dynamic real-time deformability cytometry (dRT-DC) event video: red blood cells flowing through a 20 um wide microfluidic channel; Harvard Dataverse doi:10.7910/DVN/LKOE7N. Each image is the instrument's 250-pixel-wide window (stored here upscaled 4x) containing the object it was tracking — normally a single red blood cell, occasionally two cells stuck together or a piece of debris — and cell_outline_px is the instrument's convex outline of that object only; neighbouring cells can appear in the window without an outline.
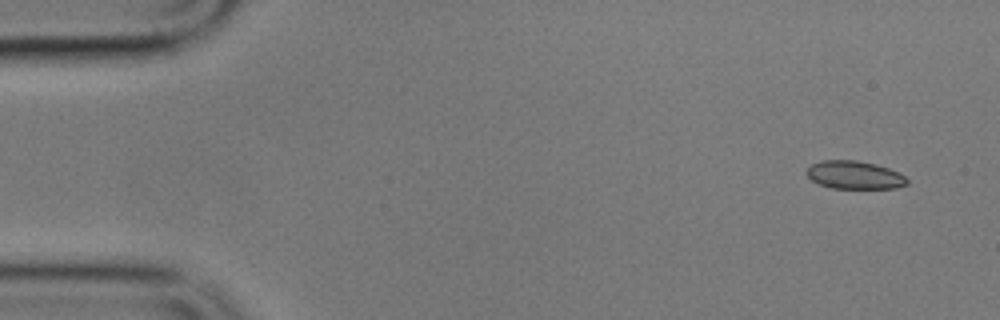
{"species": "common noctule bat (a hibernating species)", "species_latin": "Nyctalus noctula", "temperature_condition": "cold", "stored_images_in_passage": 8, "camera_frame_rate_fps": 3000, "um_per_image_px": 0.085, "animal": {"sex": "male", "body_mass_g": 17.9}, "frame": {"image": 1, "passage_image": 2, "time_ms": 1.0, "image_size_px": [1000, 320], "cell_outline_px": [[908, 184], [896, 188], [832, 188], [820, 184], [812, 180], [804, 172], [812, 164], [820, 160], [856, 160], [876, 164], [888, 168], [904, 176], [908, 180]], "centroid_in_image_um": [72.61, 14.87], "position_along_channel_um": 12.4, "area_um2": 16.36}}
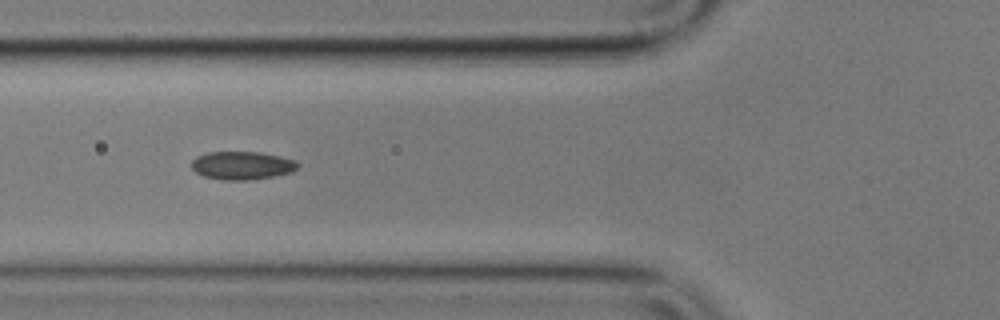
{"frame": {"image": 2, "passage_image": 7, "time_ms": 7.0, "image_size_px": [1000, 320], "cell_outline_px": [[300, 164], [292, 172], [272, 176], [248, 180], [220, 180], [204, 176], [196, 172], [192, 168], [192, 160], [196, 156], [208, 152], [260, 152], [280, 156], [296, 160]], "centroid_in_image_um": [20.57, 14.06], "position_along_channel_um": 105.2, "area_um2": 17.46}}
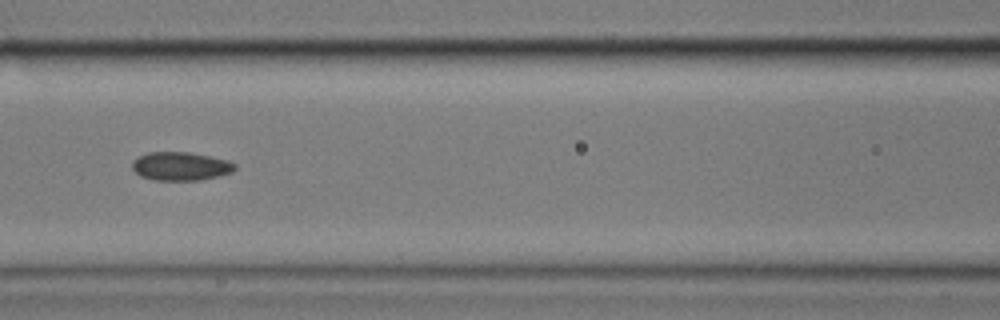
{"frame": {"image": 3, "passage_image": 8, "time_ms": 8.333, "image_size_px": [1000, 320], "cell_outline_px": [[236, 168], [232, 172], [220, 176], [200, 180], [152, 180], [140, 176], [132, 168], [132, 160], [148, 152], [188, 152], [228, 160], [236, 164]], "centroid_in_image_um": [15.35, 14.13], "position_along_channel_um": 151.2, "area_um2": 17.11}}